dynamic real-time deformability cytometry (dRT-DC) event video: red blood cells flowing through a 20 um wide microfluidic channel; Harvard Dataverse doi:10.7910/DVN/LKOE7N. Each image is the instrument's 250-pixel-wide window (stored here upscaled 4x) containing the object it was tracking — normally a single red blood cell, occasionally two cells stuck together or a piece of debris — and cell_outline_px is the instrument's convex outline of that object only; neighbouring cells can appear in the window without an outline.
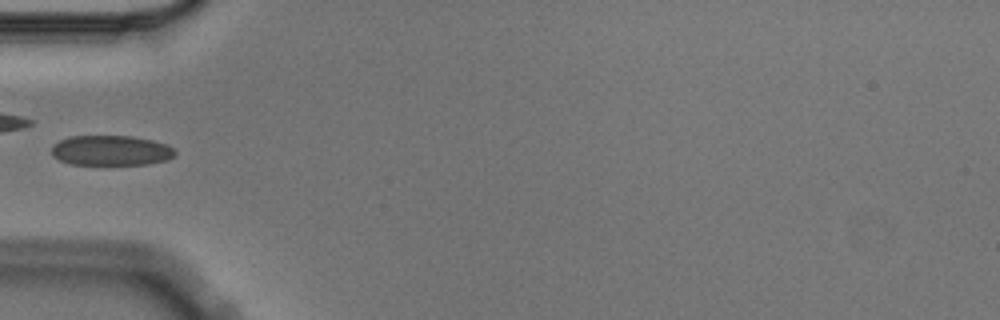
{"species": "Egyptian fruit bat (a non-hibernating species)", "species_latin": "Rousettus aegyptiacus", "temperature_condition": "cold", "stored_images_in_passage": 6, "camera_frame_rate_fps": 3000, "um_per_image_px": 0.085, "animal": {"sex": "male"}, "frame": {"image": 1, "passage_image": 5, "time_ms": 1.333, "image_size_px": [1000, 320], "cell_outline_px": [[176, 156], [168, 160], [148, 164], [72, 164], [60, 160], [52, 156], [52, 144], [68, 136], [132, 136], [152, 140], [168, 144], [176, 152]], "centroid_in_image_um": [9.45, 12.78], "position_along_channel_um": 75.5, "area_um2": 21.79}}
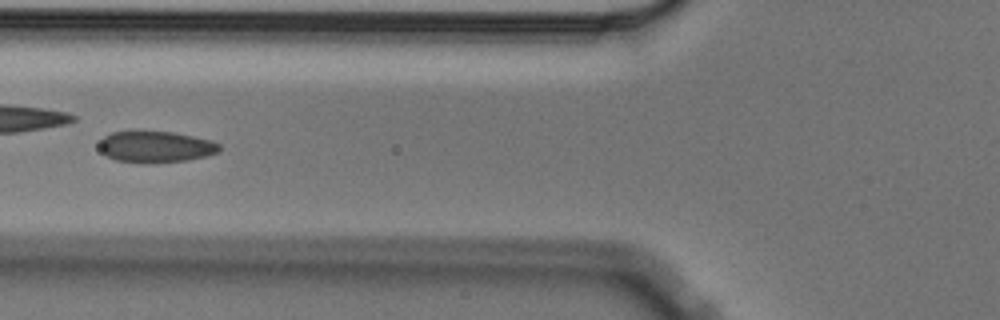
{"frame": {"image": 2, "passage_image": 6, "time_ms": 1.667, "image_size_px": [1000, 320], "cell_outline_px": [[220, 148], [216, 152], [204, 156], [188, 160], [148, 164], [144, 164], [116, 160], [108, 156], [100, 148], [100, 140], [104, 136], [112, 132], [132, 128], [172, 132], [192, 136], [208, 140], [220, 144]], "centroid_in_image_um": [13.16, 12.44], "position_along_channel_um": 112.6, "area_um2": 22.48}}